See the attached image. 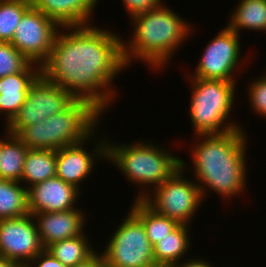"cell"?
Masks as SVG:
<instances>
[{
	"label": "cell",
	"instance_id": "cell-25",
	"mask_svg": "<svg viewBox=\"0 0 266 267\" xmlns=\"http://www.w3.org/2000/svg\"><path fill=\"white\" fill-rule=\"evenodd\" d=\"M30 7V0H0V42L11 43L21 17Z\"/></svg>",
	"mask_w": 266,
	"mask_h": 267
},
{
	"label": "cell",
	"instance_id": "cell-15",
	"mask_svg": "<svg viewBox=\"0 0 266 267\" xmlns=\"http://www.w3.org/2000/svg\"><path fill=\"white\" fill-rule=\"evenodd\" d=\"M33 216L44 249L55 242L84 233L86 216L79 208L60 212H39Z\"/></svg>",
	"mask_w": 266,
	"mask_h": 267
},
{
	"label": "cell",
	"instance_id": "cell-9",
	"mask_svg": "<svg viewBox=\"0 0 266 267\" xmlns=\"http://www.w3.org/2000/svg\"><path fill=\"white\" fill-rule=\"evenodd\" d=\"M76 98L40 75L30 86L26 101L6 124L7 132L17 135L24 127L38 123L65 110Z\"/></svg>",
	"mask_w": 266,
	"mask_h": 267
},
{
	"label": "cell",
	"instance_id": "cell-17",
	"mask_svg": "<svg viewBox=\"0 0 266 267\" xmlns=\"http://www.w3.org/2000/svg\"><path fill=\"white\" fill-rule=\"evenodd\" d=\"M98 0H30L31 7L41 11L60 27L86 26ZM90 16V17H89ZM90 19V20H89Z\"/></svg>",
	"mask_w": 266,
	"mask_h": 267
},
{
	"label": "cell",
	"instance_id": "cell-19",
	"mask_svg": "<svg viewBox=\"0 0 266 267\" xmlns=\"http://www.w3.org/2000/svg\"><path fill=\"white\" fill-rule=\"evenodd\" d=\"M6 139L0 143V178L21 182L24 161L28 148L6 130Z\"/></svg>",
	"mask_w": 266,
	"mask_h": 267
},
{
	"label": "cell",
	"instance_id": "cell-7",
	"mask_svg": "<svg viewBox=\"0 0 266 267\" xmlns=\"http://www.w3.org/2000/svg\"><path fill=\"white\" fill-rule=\"evenodd\" d=\"M185 164L181 159V167L155 187L153 194L142 189L136 199H142L156 213L167 216L178 224L190 225L189 221L199 209L203 196L197 183L188 181L183 176Z\"/></svg>",
	"mask_w": 266,
	"mask_h": 267
},
{
	"label": "cell",
	"instance_id": "cell-32",
	"mask_svg": "<svg viewBox=\"0 0 266 267\" xmlns=\"http://www.w3.org/2000/svg\"><path fill=\"white\" fill-rule=\"evenodd\" d=\"M0 267H22L21 264L0 256Z\"/></svg>",
	"mask_w": 266,
	"mask_h": 267
},
{
	"label": "cell",
	"instance_id": "cell-5",
	"mask_svg": "<svg viewBox=\"0 0 266 267\" xmlns=\"http://www.w3.org/2000/svg\"><path fill=\"white\" fill-rule=\"evenodd\" d=\"M108 141L107 161H112L126 178L137 185H151L150 190L161 185L181 167V159L155 144L137 142L119 143ZM139 183V184H138Z\"/></svg>",
	"mask_w": 266,
	"mask_h": 267
},
{
	"label": "cell",
	"instance_id": "cell-16",
	"mask_svg": "<svg viewBox=\"0 0 266 267\" xmlns=\"http://www.w3.org/2000/svg\"><path fill=\"white\" fill-rule=\"evenodd\" d=\"M40 75L41 66L30 62L22 71L0 78V114L5 113L6 124L18 113L30 86Z\"/></svg>",
	"mask_w": 266,
	"mask_h": 267
},
{
	"label": "cell",
	"instance_id": "cell-21",
	"mask_svg": "<svg viewBox=\"0 0 266 267\" xmlns=\"http://www.w3.org/2000/svg\"><path fill=\"white\" fill-rule=\"evenodd\" d=\"M240 35V29L266 32V0H241L227 25Z\"/></svg>",
	"mask_w": 266,
	"mask_h": 267
},
{
	"label": "cell",
	"instance_id": "cell-20",
	"mask_svg": "<svg viewBox=\"0 0 266 267\" xmlns=\"http://www.w3.org/2000/svg\"><path fill=\"white\" fill-rule=\"evenodd\" d=\"M56 176V151L28 149L20 183H36ZM23 181V182H22Z\"/></svg>",
	"mask_w": 266,
	"mask_h": 267
},
{
	"label": "cell",
	"instance_id": "cell-29",
	"mask_svg": "<svg viewBox=\"0 0 266 267\" xmlns=\"http://www.w3.org/2000/svg\"><path fill=\"white\" fill-rule=\"evenodd\" d=\"M27 267H67V266L63 265L58 259L54 258L50 253L47 252L46 249H44L27 265Z\"/></svg>",
	"mask_w": 266,
	"mask_h": 267
},
{
	"label": "cell",
	"instance_id": "cell-12",
	"mask_svg": "<svg viewBox=\"0 0 266 267\" xmlns=\"http://www.w3.org/2000/svg\"><path fill=\"white\" fill-rule=\"evenodd\" d=\"M34 216L0 219V256L27 266L44 250Z\"/></svg>",
	"mask_w": 266,
	"mask_h": 267
},
{
	"label": "cell",
	"instance_id": "cell-1",
	"mask_svg": "<svg viewBox=\"0 0 266 267\" xmlns=\"http://www.w3.org/2000/svg\"><path fill=\"white\" fill-rule=\"evenodd\" d=\"M91 25L61 27L41 75L103 114L115 99L113 78L127 66L120 36Z\"/></svg>",
	"mask_w": 266,
	"mask_h": 267
},
{
	"label": "cell",
	"instance_id": "cell-30",
	"mask_svg": "<svg viewBox=\"0 0 266 267\" xmlns=\"http://www.w3.org/2000/svg\"><path fill=\"white\" fill-rule=\"evenodd\" d=\"M74 267H107V265L104 256L100 253H96L95 251L91 257Z\"/></svg>",
	"mask_w": 266,
	"mask_h": 267
},
{
	"label": "cell",
	"instance_id": "cell-3",
	"mask_svg": "<svg viewBox=\"0 0 266 267\" xmlns=\"http://www.w3.org/2000/svg\"><path fill=\"white\" fill-rule=\"evenodd\" d=\"M130 21L135 26L133 37L122 43L126 66L132 59H138L149 64V68L163 69L193 30L192 25L165 5L137 14Z\"/></svg>",
	"mask_w": 266,
	"mask_h": 267
},
{
	"label": "cell",
	"instance_id": "cell-14",
	"mask_svg": "<svg viewBox=\"0 0 266 267\" xmlns=\"http://www.w3.org/2000/svg\"><path fill=\"white\" fill-rule=\"evenodd\" d=\"M80 190L64 182L59 177L47 179L27 188L28 210L30 214L39 212H60L77 209Z\"/></svg>",
	"mask_w": 266,
	"mask_h": 267
},
{
	"label": "cell",
	"instance_id": "cell-11",
	"mask_svg": "<svg viewBox=\"0 0 266 267\" xmlns=\"http://www.w3.org/2000/svg\"><path fill=\"white\" fill-rule=\"evenodd\" d=\"M240 35L228 26L206 46L193 78L214 79L235 82L234 72L240 62ZM238 65V66H237ZM235 78V79H233Z\"/></svg>",
	"mask_w": 266,
	"mask_h": 267
},
{
	"label": "cell",
	"instance_id": "cell-22",
	"mask_svg": "<svg viewBox=\"0 0 266 267\" xmlns=\"http://www.w3.org/2000/svg\"><path fill=\"white\" fill-rule=\"evenodd\" d=\"M130 210L141 220L151 245H156L179 224L151 209L142 199H135Z\"/></svg>",
	"mask_w": 266,
	"mask_h": 267
},
{
	"label": "cell",
	"instance_id": "cell-33",
	"mask_svg": "<svg viewBox=\"0 0 266 267\" xmlns=\"http://www.w3.org/2000/svg\"><path fill=\"white\" fill-rule=\"evenodd\" d=\"M153 267H174V266H171V265H154Z\"/></svg>",
	"mask_w": 266,
	"mask_h": 267
},
{
	"label": "cell",
	"instance_id": "cell-27",
	"mask_svg": "<svg viewBox=\"0 0 266 267\" xmlns=\"http://www.w3.org/2000/svg\"><path fill=\"white\" fill-rule=\"evenodd\" d=\"M251 86L249 89L248 96L250 97L248 101L252 106L253 110L260 116L266 117V72L265 75L257 80L252 81Z\"/></svg>",
	"mask_w": 266,
	"mask_h": 267
},
{
	"label": "cell",
	"instance_id": "cell-24",
	"mask_svg": "<svg viewBox=\"0 0 266 267\" xmlns=\"http://www.w3.org/2000/svg\"><path fill=\"white\" fill-rule=\"evenodd\" d=\"M28 213L27 188L20 182L0 178V219L18 218Z\"/></svg>",
	"mask_w": 266,
	"mask_h": 267
},
{
	"label": "cell",
	"instance_id": "cell-13",
	"mask_svg": "<svg viewBox=\"0 0 266 267\" xmlns=\"http://www.w3.org/2000/svg\"><path fill=\"white\" fill-rule=\"evenodd\" d=\"M94 132L95 130L82 142L64 146L56 151V176L79 190L81 188L79 183L93 171L95 159H107V140L105 139L97 142L99 144L93 148L95 150L93 152L84 149V144L94 136Z\"/></svg>",
	"mask_w": 266,
	"mask_h": 267
},
{
	"label": "cell",
	"instance_id": "cell-10",
	"mask_svg": "<svg viewBox=\"0 0 266 267\" xmlns=\"http://www.w3.org/2000/svg\"><path fill=\"white\" fill-rule=\"evenodd\" d=\"M60 26L30 7L21 17L11 44L31 63L42 65L50 54Z\"/></svg>",
	"mask_w": 266,
	"mask_h": 267
},
{
	"label": "cell",
	"instance_id": "cell-31",
	"mask_svg": "<svg viewBox=\"0 0 266 267\" xmlns=\"http://www.w3.org/2000/svg\"><path fill=\"white\" fill-rule=\"evenodd\" d=\"M211 263H208V261L206 262L205 259L204 261L200 258L198 259H192L190 257L189 260L187 261H184L183 264L180 263L178 265H176L175 267H212V264L210 265Z\"/></svg>",
	"mask_w": 266,
	"mask_h": 267
},
{
	"label": "cell",
	"instance_id": "cell-2",
	"mask_svg": "<svg viewBox=\"0 0 266 267\" xmlns=\"http://www.w3.org/2000/svg\"><path fill=\"white\" fill-rule=\"evenodd\" d=\"M242 129L218 135H197V141L202 140L191 148L192 164L203 199L207 190L230 199L245 189L247 141L244 133L247 132Z\"/></svg>",
	"mask_w": 266,
	"mask_h": 267
},
{
	"label": "cell",
	"instance_id": "cell-6",
	"mask_svg": "<svg viewBox=\"0 0 266 267\" xmlns=\"http://www.w3.org/2000/svg\"><path fill=\"white\" fill-rule=\"evenodd\" d=\"M190 82L189 111L194 135H218L241 127L227 122L234 107L235 82L193 77Z\"/></svg>",
	"mask_w": 266,
	"mask_h": 267
},
{
	"label": "cell",
	"instance_id": "cell-23",
	"mask_svg": "<svg viewBox=\"0 0 266 267\" xmlns=\"http://www.w3.org/2000/svg\"><path fill=\"white\" fill-rule=\"evenodd\" d=\"M85 234L77 235L49 245L46 250L67 267H74L87 260L95 252Z\"/></svg>",
	"mask_w": 266,
	"mask_h": 267
},
{
	"label": "cell",
	"instance_id": "cell-8",
	"mask_svg": "<svg viewBox=\"0 0 266 267\" xmlns=\"http://www.w3.org/2000/svg\"><path fill=\"white\" fill-rule=\"evenodd\" d=\"M102 252L107 267H153V246L141 220L130 210Z\"/></svg>",
	"mask_w": 266,
	"mask_h": 267
},
{
	"label": "cell",
	"instance_id": "cell-26",
	"mask_svg": "<svg viewBox=\"0 0 266 267\" xmlns=\"http://www.w3.org/2000/svg\"><path fill=\"white\" fill-rule=\"evenodd\" d=\"M29 63L11 43L0 42V78L22 71Z\"/></svg>",
	"mask_w": 266,
	"mask_h": 267
},
{
	"label": "cell",
	"instance_id": "cell-28",
	"mask_svg": "<svg viewBox=\"0 0 266 267\" xmlns=\"http://www.w3.org/2000/svg\"><path fill=\"white\" fill-rule=\"evenodd\" d=\"M125 5L129 18L136 16L137 14L147 12L148 10L155 9L163 5L162 0H121Z\"/></svg>",
	"mask_w": 266,
	"mask_h": 267
},
{
	"label": "cell",
	"instance_id": "cell-18",
	"mask_svg": "<svg viewBox=\"0 0 266 267\" xmlns=\"http://www.w3.org/2000/svg\"><path fill=\"white\" fill-rule=\"evenodd\" d=\"M189 225L179 224L170 234L153 246L156 265L176 266L189 251Z\"/></svg>",
	"mask_w": 266,
	"mask_h": 267
},
{
	"label": "cell",
	"instance_id": "cell-4",
	"mask_svg": "<svg viewBox=\"0 0 266 267\" xmlns=\"http://www.w3.org/2000/svg\"><path fill=\"white\" fill-rule=\"evenodd\" d=\"M101 115L88 100L76 98L62 112L24 127L16 136L28 149L57 151L85 140Z\"/></svg>",
	"mask_w": 266,
	"mask_h": 267
}]
</instances>
